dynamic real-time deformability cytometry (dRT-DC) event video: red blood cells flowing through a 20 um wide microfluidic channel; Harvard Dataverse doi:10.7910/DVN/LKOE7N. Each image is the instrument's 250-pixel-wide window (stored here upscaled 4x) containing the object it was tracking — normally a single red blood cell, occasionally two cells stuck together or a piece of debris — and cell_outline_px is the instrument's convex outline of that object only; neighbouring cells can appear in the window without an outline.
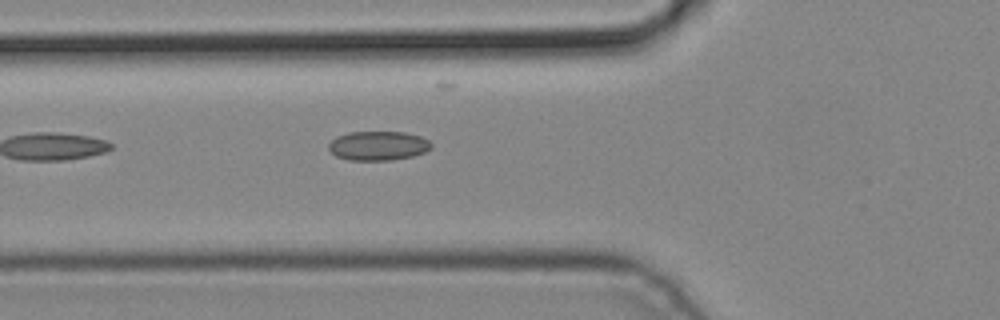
{"species": "common noctule bat (a hibernating species)", "species_latin": "Nyctalus noctula", "temperature_condition": "cold", "stored_images_in_passage": 5, "camera_frame_rate_fps": 3000, "um_per_image_px": 0.085, "animal": {"sex": "male", "body_mass_g": 19.2, "forearm_length_mm": 51.8}, "frame": {"image": 1, "passage_image": 5, "time_ms": 1.333, "image_size_px": [1000, 320], "cell_outline_px": [[432, 148], [424, 152], [412, 156], [392, 160], [348, 160], [336, 156], [328, 148], [328, 144], [336, 136], [348, 132], [404, 132], [420, 136], [428, 140], [432, 144]], "centroid_in_image_um": [32.13, 12.38], "position_along_channel_um": 93.7, "area_um2": 17.51}}